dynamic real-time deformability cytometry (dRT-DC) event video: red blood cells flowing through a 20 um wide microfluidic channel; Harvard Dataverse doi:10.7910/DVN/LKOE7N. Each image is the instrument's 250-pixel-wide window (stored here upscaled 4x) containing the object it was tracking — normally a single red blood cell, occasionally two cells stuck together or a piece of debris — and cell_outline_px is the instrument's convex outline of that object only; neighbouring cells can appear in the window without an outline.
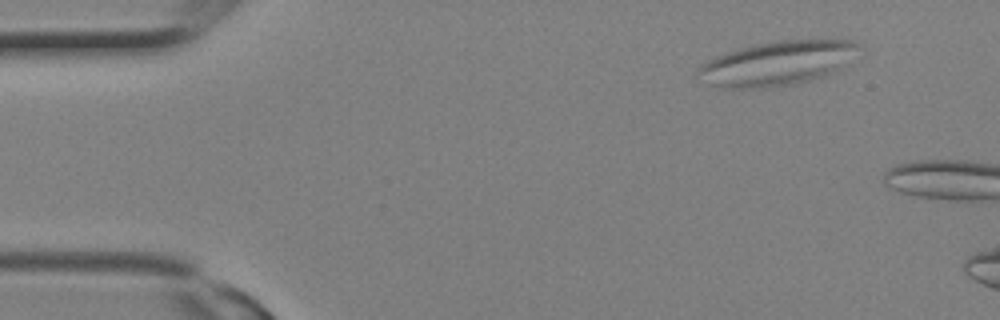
{"species": "Egyptian fruit bat (a non-hibernating species)", "species_latin": "Rousettus aegyptiacus", "temperature_condition": "room temperature", "stored_images_in_passage": 2, "camera_frame_rate_fps": 3000, "um_per_image_px": 0.085, "animal": {"sex": "female"}, "frame": {"image": 1, "passage_image": 1, "time_ms": 0.0, "image_size_px": [1000, 320], "cell_outline_px": [[860, 44], [844, 68], [840, 72], [828, 76], [812, 80], [792, 84], [768, 88], [720, 88], [712, 84], [696, 72], [696, 68], [700, 64], [716, 56], [740, 48], [756, 44], [780, 40], [856, 40]], "centroid_in_image_um": [66.12, 5.39], "position_along_channel_um": 18.9, "area_um2": 41.56}}